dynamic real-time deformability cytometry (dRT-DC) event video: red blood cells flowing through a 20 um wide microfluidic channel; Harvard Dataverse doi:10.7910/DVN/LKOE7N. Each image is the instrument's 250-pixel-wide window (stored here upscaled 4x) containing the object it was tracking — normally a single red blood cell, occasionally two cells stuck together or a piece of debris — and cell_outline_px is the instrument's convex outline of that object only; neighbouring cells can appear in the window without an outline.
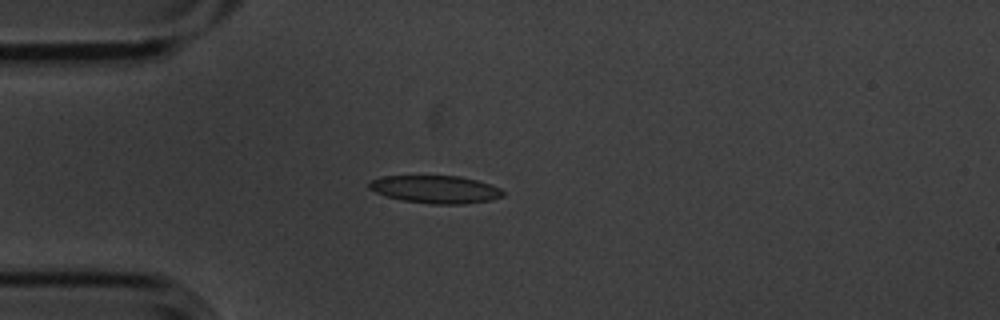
{"species": "common noctule bat (a hibernating species)", "species_latin": "Nyctalus noctula", "temperature_condition": "cold", "stored_images_in_passage": 4, "camera_frame_rate_fps": 3000, "um_per_image_px": 0.085, "animal": {"sex": "male", "body_mass_g": 20.1, "forearm_length_mm": 53.5}, "frame": {"image": 1, "passage_image": 2, "time_ms": 0.333, "image_size_px": [1000, 320], "cell_outline_px": [[504, 196], [488, 200], [464, 204], [432, 204], [404, 200], [388, 196], [376, 192], [368, 188], [368, 184], [372, 180], [384, 176], [460, 176], [492, 184], [500, 188], [504, 192]], "centroid_in_image_um": [37.05, 16.09], "position_along_channel_um": 47.9, "area_um2": 21.44}}
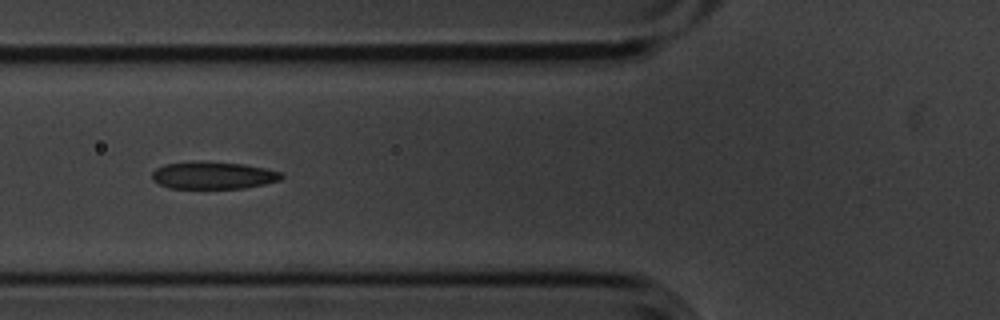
{"frame": {"image": 2, "passage_image": 4, "time_ms": 1.0, "image_size_px": [1000, 320], "cell_outline_px": [[284, 176], [280, 180], [264, 184], [244, 188], [168, 188], [152, 180], [152, 172], [156, 168], [164, 164], [244, 164], [264, 168], [280, 172]], "centroid_in_image_um": [18.14, 14.95], "position_along_channel_um": 107.7, "area_um2": 19.59}}